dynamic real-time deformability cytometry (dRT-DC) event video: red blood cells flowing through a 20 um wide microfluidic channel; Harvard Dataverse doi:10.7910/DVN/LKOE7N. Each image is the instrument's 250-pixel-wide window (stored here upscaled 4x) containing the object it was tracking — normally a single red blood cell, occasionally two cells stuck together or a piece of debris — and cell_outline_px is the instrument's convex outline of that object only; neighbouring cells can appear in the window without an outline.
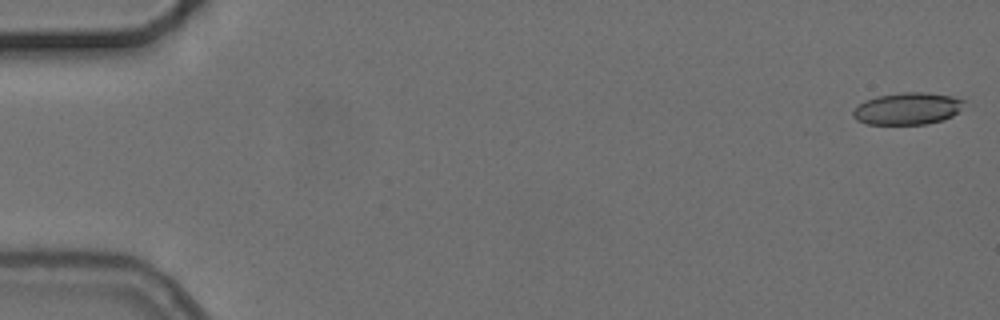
{"species": "common noctule bat (a hibernating species)", "species_latin": "Nyctalus noctula", "temperature_condition": "cold", "stored_images_in_passage": 4, "camera_frame_rate_fps": 3000, "um_per_image_px": 0.085, "animal": {"sex": "female", "body_mass_g": 24.6, "forearm_length_mm": 56.2}, "frame": {"image": 1, "passage_image": 1, "time_ms": 0.0, "image_size_px": [1000, 320], "cell_outline_px": [[964, 100], [960, 108], [952, 116], [944, 120], [928, 124], [868, 124], [856, 120], [852, 116], [852, 112], [864, 100], [876, 96], [904, 92], [924, 92], [952, 96]], "centroid_in_image_um": [77.11, 9.23], "position_along_channel_um": 7.9, "area_um2": 20.63}}